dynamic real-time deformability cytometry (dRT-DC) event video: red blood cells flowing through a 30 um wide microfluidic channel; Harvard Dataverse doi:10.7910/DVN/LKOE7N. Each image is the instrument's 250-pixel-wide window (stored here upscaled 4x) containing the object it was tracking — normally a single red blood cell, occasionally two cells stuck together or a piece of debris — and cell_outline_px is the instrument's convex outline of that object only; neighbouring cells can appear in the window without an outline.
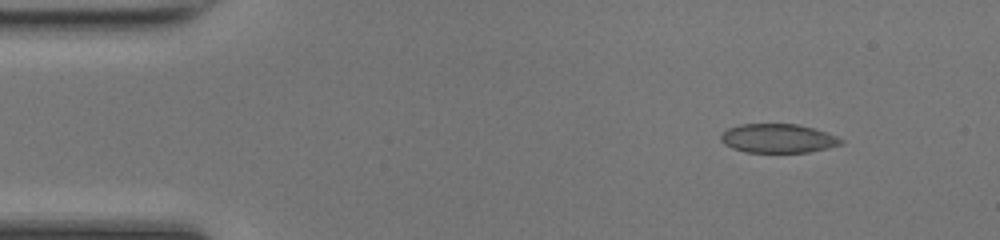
{"species": "common noctule bat (a hibernating species)", "species_latin": "Nyctalus noctula", "temperature_condition": "room temperature", "stored_images_in_passage": 43, "camera_frame_rate_fps": 3000, "um_per_image_px": 0.085, "animal": {"sex": "female", "body_mass_g": 17.0, "forearm_length_mm": 48.0}, "frame": {"image": 1, "passage_image": 1, "time_ms": 0.0, "image_size_px": [1000, 240], "cell_outline_px": [[844, 144], [828, 148], [808, 152], [744, 152], [732, 148], [724, 144], [720, 140], [720, 136], [728, 128], [740, 124], [796, 124], [812, 128], [836, 136], [844, 140]], "centroid_in_image_um": [66.12, 11.77], "position_along_channel_um": 18.9, "area_um2": 20.23}}
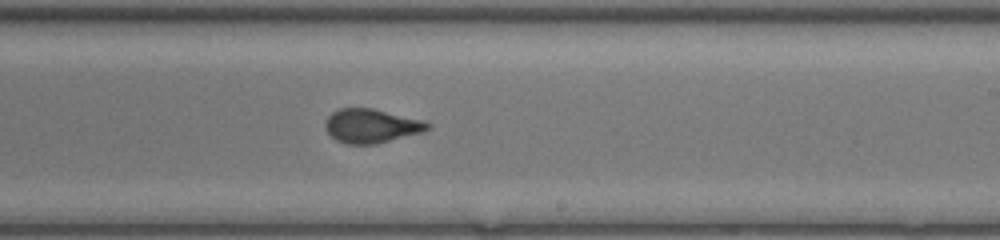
{"frame": {"image": 2, "passage_image": 24, "time_ms": 7.667, "image_size_px": [1000, 240], "cell_outline_px": [[432, 128], [424, 132], [376, 144], [344, 144], [336, 140], [324, 128], [324, 120], [332, 112], [340, 108], [372, 108], [424, 120], [432, 124]], "centroid_in_image_um": [31.58, 10.7], "position_along_channel_um": 257.4, "area_um2": 20.58}}
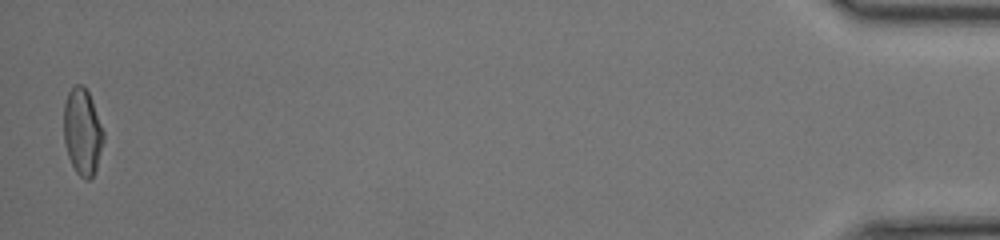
{"frame": {"image": 3, "passage_image": 43, "time_ms": 14.0, "image_size_px": [1000, 240], "cell_outline_px": [[104, 140], [96, 168], [92, 176], [88, 180], [84, 180], [76, 172], [68, 156], [64, 140], [64, 104], [68, 92], [76, 84], [84, 84], [92, 100], [104, 132]], "centroid_in_image_um": [7.01, 11.19], "position_along_channel_um": 428.2, "area_um2": 20.0}}